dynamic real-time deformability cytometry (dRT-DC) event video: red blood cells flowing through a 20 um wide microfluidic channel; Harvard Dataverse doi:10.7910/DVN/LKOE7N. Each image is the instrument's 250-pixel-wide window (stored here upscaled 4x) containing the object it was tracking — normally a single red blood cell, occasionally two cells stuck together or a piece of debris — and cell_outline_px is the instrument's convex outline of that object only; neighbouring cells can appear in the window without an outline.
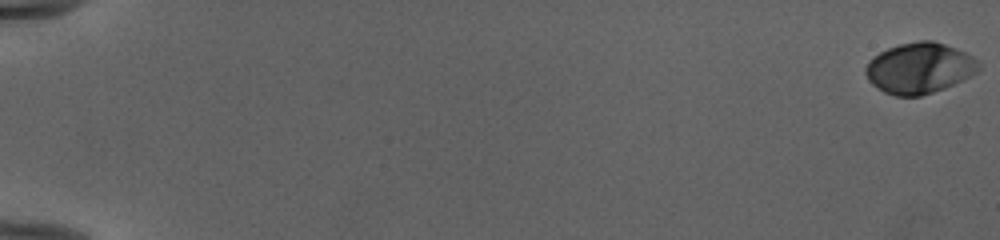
{"species": "human", "species_latin": "Homo sapiens", "temperature_condition": "cold", "stored_images_in_passage": 54, "camera_frame_rate_fps": 3000, "um_per_image_px": 0.085, "donor": {"sex": "female"}, "frame": {"image": 1, "passage_image": 1, "time_ms": 0.0, "image_size_px": [1000, 240], "cell_outline_px": [[980, 68], [976, 72], [944, 88], [920, 96], [896, 96], [884, 92], [872, 84], [868, 80], [864, 72], [864, 68], [868, 60], [872, 56], [888, 48], [900, 44], [920, 40], [932, 40], [956, 48], [972, 56], [980, 64]], "centroid_in_image_um": [78.1, 5.78], "position_along_channel_um": 6.9, "area_um2": 33.29}}
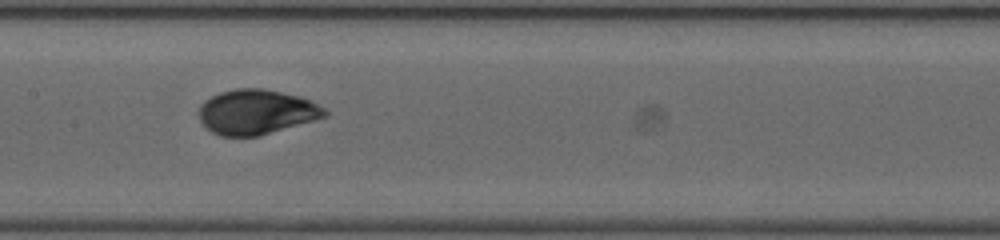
{"frame": {"image": 2, "passage_image": 30, "time_ms": 9.667, "image_size_px": [1000, 240], "cell_outline_px": [[328, 116], [260, 136], [220, 136], [212, 132], [200, 120], [200, 104], [204, 100], [220, 92], [236, 88], [264, 88], [300, 96], [312, 100], [324, 108], [328, 112]], "centroid_in_image_um": [21.82, 9.51], "position_along_channel_um": 185.6, "area_um2": 33.0}}
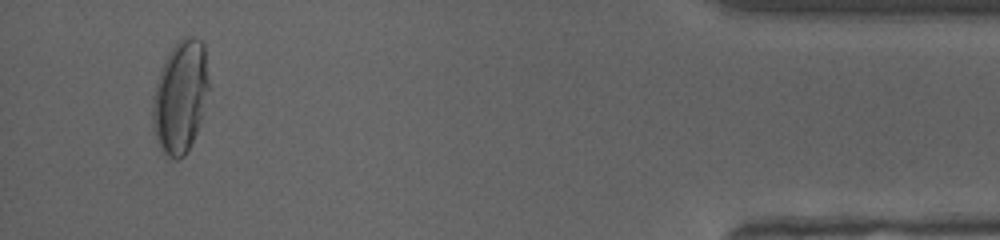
{"frame": {"image": 3, "passage_image": 52, "time_ms": 17.0, "image_size_px": [1000, 240], "cell_outline_px": [[208, 88], [200, 124], [184, 156], [176, 160], [168, 156], [160, 148], [156, 140], [152, 128], [152, 100], [156, 84], [164, 60], [168, 52], [184, 36], [196, 36], [204, 44], [208, 80]], "centroid_in_image_um": [15.31, 8.22], "position_along_channel_um": 419.9, "area_um2": 36.65}, "authors_computed_cell_mechanics": {"area_um2": 32.9171, "velocity_mm_per_s": 3.9744, "shape_relaxation_time_tau1_ms": 4.4407, "shape_relaxation_time_tau2_ms": null, "deformation_change_tau1": 0.1697, "deformation_change_tau2": null}}